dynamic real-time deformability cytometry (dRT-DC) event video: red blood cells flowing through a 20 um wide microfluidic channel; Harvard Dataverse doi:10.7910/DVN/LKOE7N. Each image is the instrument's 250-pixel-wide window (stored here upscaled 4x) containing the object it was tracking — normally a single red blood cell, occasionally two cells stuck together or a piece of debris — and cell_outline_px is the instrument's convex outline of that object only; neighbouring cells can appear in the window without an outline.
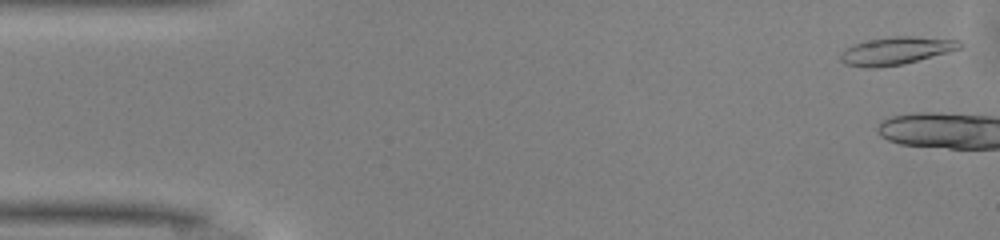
{"species": "common noctule bat (a hibernating species)", "species_latin": "Nyctalus noctula", "temperature_condition": "warm", "stored_images_in_passage": 3, "camera_frame_rate_fps": 3000, "um_per_image_px": 0.085, "animal": {"sex": "male", "body_mass_g": 13.0, "forearm_length_mm": 53.1}, "frame": {"image": 1, "passage_image": 1, "time_ms": 0.0, "image_size_px": [1000, 240], "cell_outline_px": [[964, 44], [960, 48], [948, 52], [904, 64], [872, 68], [868, 68], [844, 64], [840, 60], [840, 52], [856, 44], [872, 40], [896, 36], [912, 36], [960, 40]], "centroid_in_image_um": [76.19, 4.33], "position_along_channel_um": 8.8, "area_um2": 19.02}}